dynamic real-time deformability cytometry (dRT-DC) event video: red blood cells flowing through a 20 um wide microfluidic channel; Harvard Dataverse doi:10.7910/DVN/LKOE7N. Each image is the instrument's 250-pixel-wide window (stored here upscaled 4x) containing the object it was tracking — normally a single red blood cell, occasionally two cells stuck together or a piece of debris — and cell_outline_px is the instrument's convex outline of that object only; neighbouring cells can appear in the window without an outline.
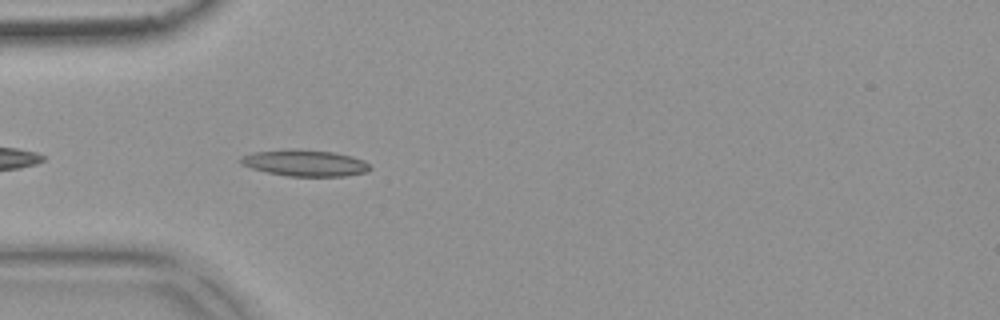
{"species": "common noctule bat (a hibernating species)", "species_latin": "Nyctalus noctula", "temperature_condition": "warm", "stored_images_in_passage": 6, "camera_frame_rate_fps": 3000, "um_per_image_px": 0.085, "animal": {"sex": "female", "body_mass_g": 18.4}, "frame": {"image": 1, "passage_image": 3, "time_ms": 0.667, "image_size_px": [1000, 320], "cell_outline_px": [[372, 168], [368, 172], [344, 176], [288, 176], [268, 172], [252, 168], [240, 164], [240, 156], [252, 152], [284, 148], [296, 148], [332, 152], [352, 156], [364, 160]], "centroid_in_image_um": [25.9, 13.84], "position_along_channel_um": 59.1, "area_um2": 20.17}}